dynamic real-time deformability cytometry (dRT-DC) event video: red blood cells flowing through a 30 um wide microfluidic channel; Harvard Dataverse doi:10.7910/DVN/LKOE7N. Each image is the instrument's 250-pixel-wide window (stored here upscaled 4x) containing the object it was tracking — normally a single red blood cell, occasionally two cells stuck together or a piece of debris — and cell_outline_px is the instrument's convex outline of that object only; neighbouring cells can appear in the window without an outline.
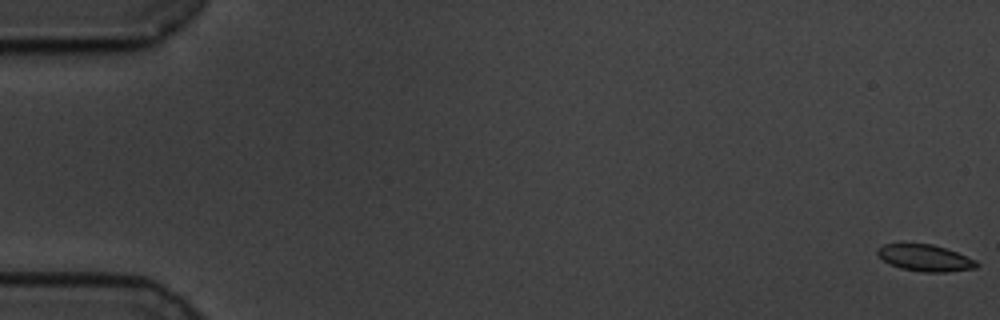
{"species": "common noctule bat (a hibernating species)", "species_latin": "Nyctalus noctula", "temperature_condition": "cold", "stored_images_in_passage": 60, "camera_frame_rate_fps": 3000, "um_per_image_px": 0.085, "animal": {"sex": "male", "body_mass_g": 19.5, "forearm_length_mm": 54.6}, "frame": {"image": 1, "passage_image": 1, "time_ms": 0.0, "image_size_px": [1000, 320], "cell_outline_px": [[980, 264], [976, 268], [944, 272], [924, 272], [900, 268], [884, 260], [876, 252], [876, 248], [884, 244], [932, 244], [956, 252], [976, 260]], "centroid_in_image_um": [78.65, 21.92], "position_along_channel_um": 6.4, "area_um2": 15.14}}
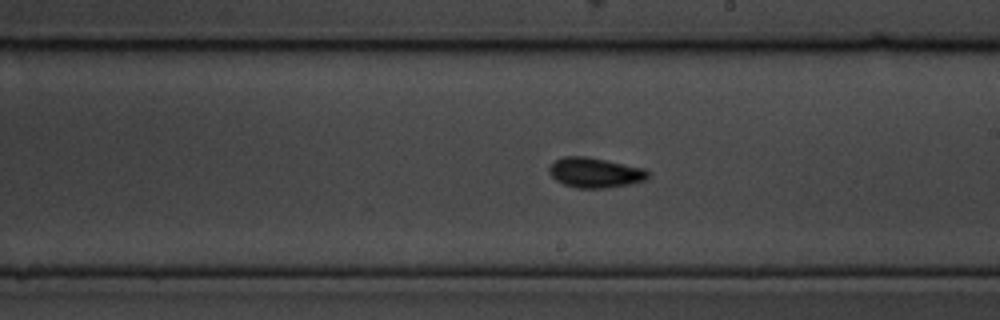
{"frame": {"image": 2, "passage_image": 35, "time_ms": 11.333, "image_size_px": [1000, 320], "cell_outline_px": [[648, 180], [632, 184], [608, 188], [576, 188], [564, 184], [556, 180], [548, 172], [548, 168], [556, 160], [564, 156], [584, 156], [644, 168], [648, 172]], "centroid_in_image_um": [50.59, 14.69], "position_along_channel_um": 238.4, "area_um2": 17.28}}
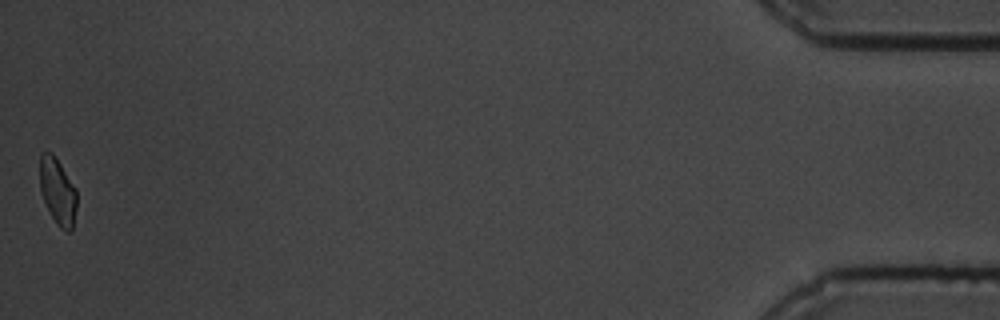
{"frame": {"image": 3, "passage_image": 60, "time_ms": 19.667, "image_size_px": [1000, 320], "cell_outline_px": [[76, 208], [72, 232], [68, 232], [60, 228], [56, 224], [40, 192], [40, 152], [52, 152], [76, 188]], "centroid_in_image_um": [4.9, 16.28], "position_along_channel_um": 430.3, "area_um2": 14.28}, "authors_computed_cell_mechanics": {"area_um2": 15.7794, "velocity_mm_per_s": 3.3975, "shape_relaxation_time_tau1_ms": null, "shape_relaxation_time_tau2_ms": 3.1068, "deformation_change_tau1": null, "deformation_change_tau2": 0.0491}}